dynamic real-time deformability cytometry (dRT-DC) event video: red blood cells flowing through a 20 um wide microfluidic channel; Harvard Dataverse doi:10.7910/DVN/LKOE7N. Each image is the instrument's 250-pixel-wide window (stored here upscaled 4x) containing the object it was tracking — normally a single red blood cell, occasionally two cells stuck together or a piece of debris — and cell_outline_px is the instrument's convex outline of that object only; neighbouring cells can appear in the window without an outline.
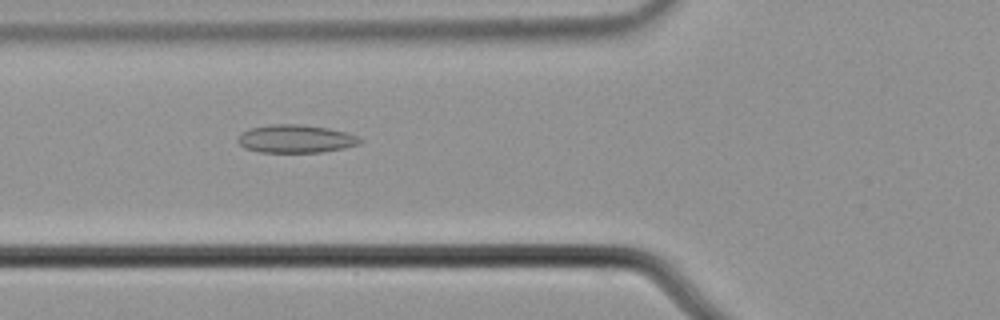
{"species": "common noctule bat (a hibernating species)", "species_latin": "Nyctalus noctula", "temperature_condition": "cold", "stored_images_in_passage": 6, "camera_frame_rate_fps": 3000, "um_per_image_px": 0.085, "animal": {"sex": "male", "body_mass_g": 21.5, "forearm_length_mm": 52.0}, "frame": {"image": 1, "passage_image": 3, "time_ms": 0.667, "image_size_px": [1000, 320], "cell_outline_px": [[364, 140], [360, 144], [344, 148], [320, 152], [260, 152], [244, 148], [236, 140], [240, 132], [248, 128], [272, 124], [304, 124], [328, 128], [348, 132]], "centroid_in_image_um": [25.12, 11.79], "position_along_channel_um": 100.7, "area_um2": 20.23}}
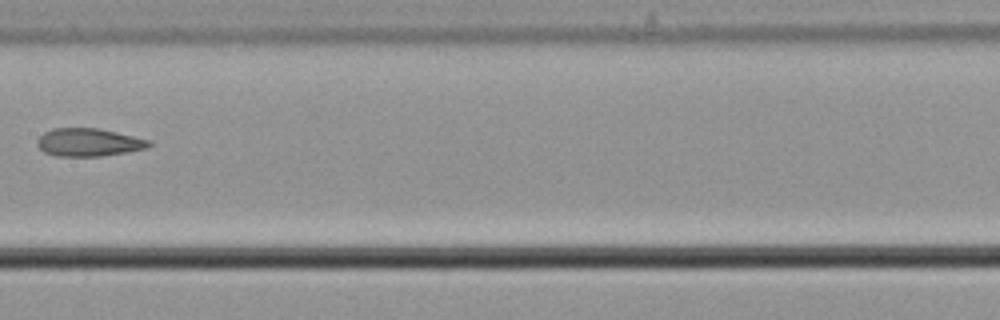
{"frame": {"image": 2, "passage_image": 5, "time_ms": 1.333, "image_size_px": [1000, 320], "cell_outline_px": [[152, 144], [148, 148], [100, 156], [56, 156], [44, 152], [36, 144], [36, 140], [44, 132], [52, 128], [100, 128], [152, 140]], "centroid_in_image_um": [7.54, 12.09], "position_along_channel_um": 199.9, "area_um2": 18.32}}
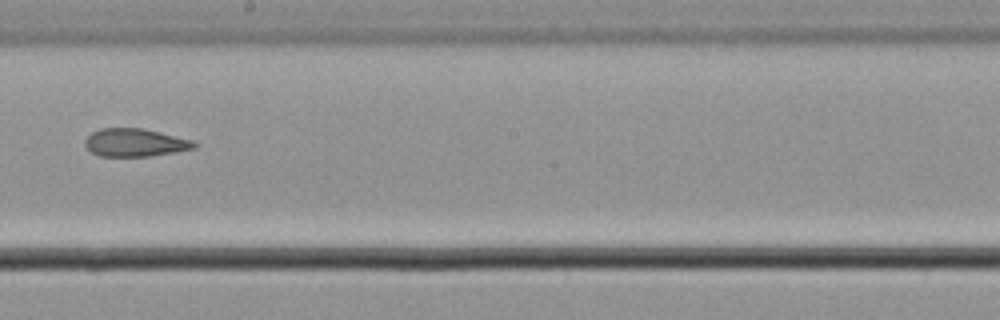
{"frame": {"image": 3, "passage_image": 6, "time_ms": 1.667, "image_size_px": [1000, 320], "cell_outline_px": [[200, 144], [196, 148], [176, 152], [148, 156], [100, 156], [92, 152], [84, 144], [84, 140], [92, 132], [100, 128], [144, 128], [196, 140]], "centroid_in_image_um": [11.56, 12.11], "position_along_channel_um": 236.6, "area_um2": 18.09}}